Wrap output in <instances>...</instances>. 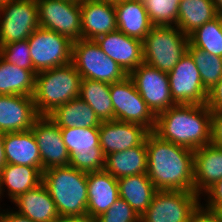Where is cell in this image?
Returning <instances> with one entry per match:
<instances>
[{
    "instance_id": "f1b7e54d",
    "label": "cell",
    "mask_w": 222,
    "mask_h": 222,
    "mask_svg": "<svg viewBox=\"0 0 222 222\" xmlns=\"http://www.w3.org/2000/svg\"><path fill=\"white\" fill-rule=\"evenodd\" d=\"M217 16L218 12L213 0H181L176 26L189 36L197 28Z\"/></svg>"
},
{
    "instance_id": "8d00e7d4",
    "label": "cell",
    "mask_w": 222,
    "mask_h": 222,
    "mask_svg": "<svg viewBox=\"0 0 222 222\" xmlns=\"http://www.w3.org/2000/svg\"><path fill=\"white\" fill-rule=\"evenodd\" d=\"M206 204L202 206L212 212H216L219 208L222 207V178L216 182L212 187H210L203 195ZM206 196V198H205Z\"/></svg>"
},
{
    "instance_id": "e0dca14e",
    "label": "cell",
    "mask_w": 222,
    "mask_h": 222,
    "mask_svg": "<svg viewBox=\"0 0 222 222\" xmlns=\"http://www.w3.org/2000/svg\"><path fill=\"white\" fill-rule=\"evenodd\" d=\"M95 42L106 56L117 62L127 74L144 63L142 41L119 30L100 36Z\"/></svg>"
},
{
    "instance_id": "f6af8a7d",
    "label": "cell",
    "mask_w": 222,
    "mask_h": 222,
    "mask_svg": "<svg viewBox=\"0 0 222 222\" xmlns=\"http://www.w3.org/2000/svg\"><path fill=\"white\" fill-rule=\"evenodd\" d=\"M216 214L221 218L222 220V207L219 208L217 211H216Z\"/></svg>"
},
{
    "instance_id": "b9f144b4",
    "label": "cell",
    "mask_w": 222,
    "mask_h": 222,
    "mask_svg": "<svg viewBox=\"0 0 222 222\" xmlns=\"http://www.w3.org/2000/svg\"><path fill=\"white\" fill-rule=\"evenodd\" d=\"M58 222H98L96 217L88 214L84 216H64L60 217Z\"/></svg>"
},
{
    "instance_id": "277c9868",
    "label": "cell",
    "mask_w": 222,
    "mask_h": 222,
    "mask_svg": "<svg viewBox=\"0 0 222 222\" xmlns=\"http://www.w3.org/2000/svg\"><path fill=\"white\" fill-rule=\"evenodd\" d=\"M82 77L72 63L37 72L33 101L39 115L79 97Z\"/></svg>"
},
{
    "instance_id": "7c38bea8",
    "label": "cell",
    "mask_w": 222,
    "mask_h": 222,
    "mask_svg": "<svg viewBox=\"0 0 222 222\" xmlns=\"http://www.w3.org/2000/svg\"><path fill=\"white\" fill-rule=\"evenodd\" d=\"M39 27L55 31L72 42L82 39L80 1L37 0Z\"/></svg>"
},
{
    "instance_id": "52a82bcc",
    "label": "cell",
    "mask_w": 222,
    "mask_h": 222,
    "mask_svg": "<svg viewBox=\"0 0 222 222\" xmlns=\"http://www.w3.org/2000/svg\"><path fill=\"white\" fill-rule=\"evenodd\" d=\"M69 153V166L85 173L104 170L105 155L100 147L99 127L60 128Z\"/></svg>"
},
{
    "instance_id": "8fae6325",
    "label": "cell",
    "mask_w": 222,
    "mask_h": 222,
    "mask_svg": "<svg viewBox=\"0 0 222 222\" xmlns=\"http://www.w3.org/2000/svg\"><path fill=\"white\" fill-rule=\"evenodd\" d=\"M110 96L114 120L141 124L154 131L156 116L148 108L129 76L110 84Z\"/></svg>"
},
{
    "instance_id": "9a60e30c",
    "label": "cell",
    "mask_w": 222,
    "mask_h": 222,
    "mask_svg": "<svg viewBox=\"0 0 222 222\" xmlns=\"http://www.w3.org/2000/svg\"><path fill=\"white\" fill-rule=\"evenodd\" d=\"M31 130L39 147L43 171L69 165V153L60 127L48 115H40Z\"/></svg>"
},
{
    "instance_id": "44dd1931",
    "label": "cell",
    "mask_w": 222,
    "mask_h": 222,
    "mask_svg": "<svg viewBox=\"0 0 222 222\" xmlns=\"http://www.w3.org/2000/svg\"><path fill=\"white\" fill-rule=\"evenodd\" d=\"M12 203L19 209L17 213L35 222H58L60 219L55 202L43 183L19 195Z\"/></svg>"
},
{
    "instance_id": "4fadbf2b",
    "label": "cell",
    "mask_w": 222,
    "mask_h": 222,
    "mask_svg": "<svg viewBox=\"0 0 222 222\" xmlns=\"http://www.w3.org/2000/svg\"><path fill=\"white\" fill-rule=\"evenodd\" d=\"M170 92L176 104L207 103L208 90L203 86L199 70L187 52L168 73Z\"/></svg>"
},
{
    "instance_id": "484cf974",
    "label": "cell",
    "mask_w": 222,
    "mask_h": 222,
    "mask_svg": "<svg viewBox=\"0 0 222 222\" xmlns=\"http://www.w3.org/2000/svg\"><path fill=\"white\" fill-rule=\"evenodd\" d=\"M48 117L60 128L100 127L95 111L80 97L55 108Z\"/></svg>"
},
{
    "instance_id": "ac0fdd59",
    "label": "cell",
    "mask_w": 222,
    "mask_h": 222,
    "mask_svg": "<svg viewBox=\"0 0 222 222\" xmlns=\"http://www.w3.org/2000/svg\"><path fill=\"white\" fill-rule=\"evenodd\" d=\"M82 39L96 40L117 30L114 2L110 0H80Z\"/></svg>"
},
{
    "instance_id": "1f68e13d",
    "label": "cell",
    "mask_w": 222,
    "mask_h": 222,
    "mask_svg": "<svg viewBox=\"0 0 222 222\" xmlns=\"http://www.w3.org/2000/svg\"><path fill=\"white\" fill-rule=\"evenodd\" d=\"M189 43L200 50L222 57L220 16L206 22L189 35Z\"/></svg>"
},
{
    "instance_id": "f546056e",
    "label": "cell",
    "mask_w": 222,
    "mask_h": 222,
    "mask_svg": "<svg viewBox=\"0 0 222 222\" xmlns=\"http://www.w3.org/2000/svg\"><path fill=\"white\" fill-rule=\"evenodd\" d=\"M36 75L0 56V95L33 96Z\"/></svg>"
},
{
    "instance_id": "d6a6232c",
    "label": "cell",
    "mask_w": 222,
    "mask_h": 222,
    "mask_svg": "<svg viewBox=\"0 0 222 222\" xmlns=\"http://www.w3.org/2000/svg\"><path fill=\"white\" fill-rule=\"evenodd\" d=\"M187 52L192 56L203 83L209 91L222 77V57L209 54L193 47L190 43Z\"/></svg>"
},
{
    "instance_id": "5b68a950",
    "label": "cell",
    "mask_w": 222,
    "mask_h": 222,
    "mask_svg": "<svg viewBox=\"0 0 222 222\" xmlns=\"http://www.w3.org/2000/svg\"><path fill=\"white\" fill-rule=\"evenodd\" d=\"M142 43L144 63L169 73L187 53L189 36L177 26H153Z\"/></svg>"
},
{
    "instance_id": "ee69618b",
    "label": "cell",
    "mask_w": 222,
    "mask_h": 222,
    "mask_svg": "<svg viewBox=\"0 0 222 222\" xmlns=\"http://www.w3.org/2000/svg\"><path fill=\"white\" fill-rule=\"evenodd\" d=\"M216 10L218 12V15H222V0H213Z\"/></svg>"
},
{
    "instance_id": "9c48e42d",
    "label": "cell",
    "mask_w": 222,
    "mask_h": 222,
    "mask_svg": "<svg viewBox=\"0 0 222 222\" xmlns=\"http://www.w3.org/2000/svg\"><path fill=\"white\" fill-rule=\"evenodd\" d=\"M27 40L36 72L71 63L73 42L68 37L38 27Z\"/></svg>"
},
{
    "instance_id": "5bb4252c",
    "label": "cell",
    "mask_w": 222,
    "mask_h": 222,
    "mask_svg": "<svg viewBox=\"0 0 222 222\" xmlns=\"http://www.w3.org/2000/svg\"><path fill=\"white\" fill-rule=\"evenodd\" d=\"M128 76L155 116L176 105L171 96L168 73L142 63Z\"/></svg>"
},
{
    "instance_id": "6da1fadb",
    "label": "cell",
    "mask_w": 222,
    "mask_h": 222,
    "mask_svg": "<svg viewBox=\"0 0 222 222\" xmlns=\"http://www.w3.org/2000/svg\"><path fill=\"white\" fill-rule=\"evenodd\" d=\"M145 144L146 174L157 190L194 192V151L165 141L153 131Z\"/></svg>"
},
{
    "instance_id": "2e32d148",
    "label": "cell",
    "mask_w": 222,
    "mask_h": 222,
    "mask_svg": "<svg viewBox=\"0 0 222 222\" xmlns=\"http://www.w3.org/2000/svg\"><path fill=\"white\" fill-rule=\"evenodd\" d=\"M151 131L137 123L118 120L101 121L99 127L100 147L105 157L144 144Z\"/></svg>"
},
{
    "instance_id": "ab89813d",
    "label": "cell",
    "mask_w": 222,
    "mask_h": 222,
    "mask_svg": "<svg viewBox=\"0 0 222 222\" xmlns=\"http://www.w3.org/2000/svg\"><path fill=\"white\" fill-rule=\"evenodd\" d=\"M191 222H222L216 212L205 209L202 205L194 212Z\"/></svg>"
},
{
    "instance_id": "ba28073f",
    "label": "cell",
    "mask_w": 222,
    "mask_h": 222,
    "mask_svg": "<svg viewBox=\"0 0 222 222\" xmlns=\"http://www.w3.org/2000/svg\"><path fill=\"white\" fill-rule=\"evenodd\" d=\"M201 198L191 191L157 190L140 222H191Z\"/></svg>"
},
{
    "instance_id": "74e56055",
    "label": "cell",
    "mask_w": 222,
    "mask_h": 222,
    "mask_svg": "<svg viewBox=\"0 0 222 222\" xmlns=\"http://www.w3.org/2000/svg\"><path fill=\"white\" fill-rule=\"evenodd\" d=\"M206 105L212 113L222 112V77L209 90Z\"/></svg>"
},
{
    "instance_id": "7bdbcfd3",
    "label": "cell",
    "mask_w": 222,
    "mask_h": 222,
    "mask_svg": "<svg viewBox=\"0 0 222 222\" xmlns=\"http://www.w3.org/2000/svg\"><path fill=\"white\" fill-rule=\"evenodd\" d=\"M6 165L4 150V133L0 132V171Z\"/></svg>"
},
{
    "instance_id": "7a4b0ae2",
    "label": "cell",
    "mask_w": 222,
    "mask_h": 222,
    "mask_svg": "<svg viewBox=\"0 0 222 222\" xmlns=\"http://www.w3.org/2000/svg\"><path fill=\"white\" fill-rule=\"evenodd\" d=\"M212 112L206 104H176L156 116L154 133L192 151L211 143Z\"/></svg>"
},
{
    "instance_id": "4dcf8cb0",
    "label": "cell",
    "mask_w": 222,
    "mask_h": 222,
    "mask_svg": "<svg viewBox=\"0 0 222 222\" xmlns=\"http://www.w3.org/2000/svg\"><path fill=\"white\" fill-rule=\"evenodd\" d=\"M79 97L95 111L100 121L114 120L109 83L82 79Z\"/></svg>"
},
{
    "instance_id": "836d02e7",
    "label": "cell",
    "mask_w": 222,
    "mask_h": 222,
    "mask_svg": "<svg viewBox=\"0 0 222 222\" xmlns=\"http://www.w3.org/2000/svg\"><path fill=\"white\" fill-rule=\"evenodd\" d=\"M153 26H176L179 0H144Z\"/></svg>"
},
{
    "instance_id": "7402d4cb",
    "label": "cell",
    "mask_w": 222,
    "mask_h": 222,
    "mask_svg": "<svg viewBox=\"0 0 222 222\" xmlns=\"http://www.w3.org/2000/svg\"><path fill=\"white\" fill-rule=\"evenodd\" d=\"M87 214L98 217L119 198L118 182L105 170L87 173Z\"/></svg>"
},
{
    "instance_id": "ffe728a7",
    "label": "cell",
    "mask_w": 222,
    "mask_h": 222,
    "mask_svg": "<svg viewBox=\"0 0 222 222\" xmlns=\"http://www.w3.org/2000/svg\"><path fill=\"white\" fill-rule=\"evenodd\" d=\"M222 178V149L212 143L194 151V192L201 197Z\"/></svg>"
},
{
    "instance_id": "d4e9b609",
    "label": "cell",
    "mask_w": 222,
    "mask_h": 222,
    "mask_svg": "<svg viewBox=\"0 0 222 222\" xmlns=\"http://www.w3.org/2000/svg\"><path fill=\"white\" fill-rule=\"evenodd\" d=\"M42 179L43 170L39 167L6 164L0 171V198L7 188L6 194L12 202L19 195L40 185Z\"/></svg>"
},
{
    "instance_id": "30bf717a",
    "label": "cell",
    "mask_w": 222,
    "mask_h": 222,
    "mask_svg": "<svg viewBox=\"0 0 222 222\" xmlns=\"http://www.w3.org/2000/svg\"><path fill=\"white\" fill-rule=\"evenodd\" d=\"M38 27L37 0H9L0 6V46L26 40Z\"/></svg>"
},
{
    "instance_id": "3957f363",
    "label": "cell",
    "mask_w": 222,
    "mask_h": 222,
    "mask_svg": "<svg viewBox=\"0 0 222 222\" xmlns=\"http://www.w3.org/2000/svg\"><path fill=\"white\" fill-rule=\"evenodd\" d=\"M42 183L55 202L60 217L87 214V173L69 165L52 167L43 171Z\"/></svg>"
},
{
    "instance_id": "83f0119b",
    "label": "cell",
    "mask_w": 222,
    "mask_h": 222,
    "mask_svg": "<svg viewBox=\"0 0 222 222\" xmlns=\"http://www.w3.org/2000/svg\"><path fill=\"white\" fill-rule=\"evenodd\" d=\"M119 197L124 199L140 216L148 209L156 193L146 173L117 179Z\"/></svg>"
},
{
    "instance_id": "603a6c76",
    "label": "cell",
    "mask_w": 222,
    "mask_h": 222,
    "mask_svg": "<svg viewBox=\"0 0 222 222\" xmlns=\"http://www.w3.org/2000/svg\"><path fill=\"white\" fill-rule=\"evenodd\" d=\"M117 30L129 37L144 40L153 24L141 0H118L114 2Z\"/></svg>"
},
{
    "instance_id": "f35d334b",
    "label": "cell",
    "mask_w": 222,
    "mask_h": 222,
    "mask_svg": "<svg viewBox=\"0 0 222 222\" xmlns=\"http://www.w3.org/2000/svg\"><path fill=\"white\" fill-rule=\"evenodd\" d=\"M211 143L222 149V112L212 113Z\"/></svg>"
},
{
    "instance_id": "60d3db41",
    "label": "cell",
    "mask_w": 222,
    "mask_h": 222,
    "mask_svg": "<svg viewBox=\"0 0 222 222\" xmlns=\"http://www.w3.org/2000/svg\"><path fill=\"white\" fill-rule=\"evenodd\" d=\"M0 222H35L28 217L20 215L15 210H1L0 208Z\"/></svg>"
},
{
    "instance_id": "7dc6e473",
    "label": "cell",
    "mask_w": 222,
    "mask_h": 222,
    "mask_svg": "<svg viewBox=\"0 0 222 222\" xmlns=\"http://www.w3.org/2000/svg\"><path fill=\"white\" fill-rule=\"evenodd\" d=\"M220 16V23H221V26H222V15H219Z\"/></svg>"
},
{
    "instance_id": "e575fe53",
    "label": "cell",
    "mask_w": 222,
    "mask_h": 222,
    "mask_svg": "<svg viewBox=\"0 0 222 222\" xmlns=\"http://www.w3.org/2000/svg\"><path fill=\"white\" fill-rule=\"evenodd\" d=\"M0 56L20 68L31 70L35 75L28 40L14 41L0 46Z\"/></svg>"
},
{
    "instance_id": "d590c367",
    "label": "cell",
    "mask_w": 222,
    "mask_h": 222,
    "mask_svg": "<svg viewBox=\"0 0 222 222\" xmlns=\"http://www.w3.org/2000/svg\"><path fill=\"white\" fill-rule=\"evenodd\" d=\"M96 218L98 222H140V215L120 197Z\"/></svg>"
},
{
    "instance_id": "8992f818",
    "label": "cell",
    "mask_w": 222,
    "mask_h": 222,
    "mask_svg": "<svg viewBox=\"0 0 222 222\" xmlns=\"http://www.w3.org/2000/svg\"><path fill=\"white\" fill-rule=\"evenodd\" d=\"M71 63L82 79L112 84L128 74L100 49L95 40L80 39L72 43Z\"/></svg>"
},
{
    "instance_id": "bcb514c9",
    "label": "cell",
    "mask_w": 222,
    "mask_h": 222,
    "mask_svg": "<svg viewBox=\"0 0 222 222\" xmlns=\"http://www.w3.org/2000/svg\"><path fill=\"white\" fill-rule=\"evenodd\" d=\"M7 1H9V0H0V6H2L3 4H5Z\"/></svg>"
},
{
    "instance_id": "cb8c5ba5",
    "label": "cell",
    "mask_w": 222,
    "mask_h": 222,
    "mask_svg": "<svg viewBox=\"0 0 222 222\" xmlns=\"http://www.w3.org/2000/svg\"><path fill=\"white\" fill-rule=\"evenodd\" d=\"M6 164L39 167L42 161L32 130L4 133Z\"/></svg>"
},
{
    "instance_id": "d6986e66",
    "label": "cell",
    "mask_w": 222,
    "mask_h": 222,
    "mask_svg": "<svg viewBox=\"0 0 222 222\" xmlns=\"http://www.w3.org/2000/svg\"><path fill=\"white\" fill-rule=\"evenodd\" d=\"M39 116L32 96L0 95V132L30 130Z\"/></svg>"
},
{
    "instance_id": "4316f807",
    "label": "cell",
    "mask_w": 222,
    "mask_h": 222,
    "mask_svg": "<svg viewBox=\"0 0 222 222\" xmlns=\"http://www.w3.org/2000/svg\"><path fill=\"white\" fill-rule=\"evenodd\" d=\"M104 170L116 179L147 172L146 144H140L105 157Z\"/></svg>"
}]
</instances>
